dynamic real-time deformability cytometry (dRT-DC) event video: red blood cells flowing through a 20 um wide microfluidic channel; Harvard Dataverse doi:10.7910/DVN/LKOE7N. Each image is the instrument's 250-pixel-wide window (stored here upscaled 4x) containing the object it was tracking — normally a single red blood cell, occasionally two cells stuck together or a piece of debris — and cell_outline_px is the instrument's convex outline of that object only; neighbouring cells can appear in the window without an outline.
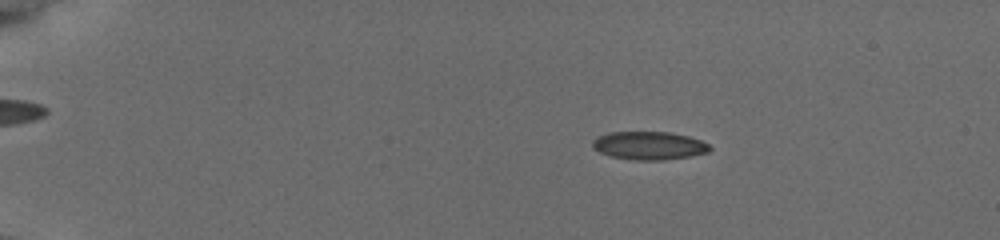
{"species": "common noctule bat (a hibernating species)", "species_latin": "Nyctalus noctula", "temperature_condition": "cold", "stored_images_in_passage": 56, "camera_frame_rate_fps": 3000, "um_per_image_px": 0.085, "animal": {"sex": "female", "body_mass_g": 19.5, "forearm_length_mm": 54.1}, "frame": {"image": 1, "passage_image": 11, "time_ms": 3.333, "image_size_px": [1000, 240], "cell_outline_px": [[712, 148], [708, 152], [688, 156], [664, 160], [636, 160], [612, 156], [600, 152], [592, 148], [592, 140], [596, 136], [608, 132], [668, 132], [688, 136], [700, 140], [708, 144]], "centroid_in_image_um": [55.13, 12.36], "position_along_channel_um": 29.9, "area_um2": 19.19}}
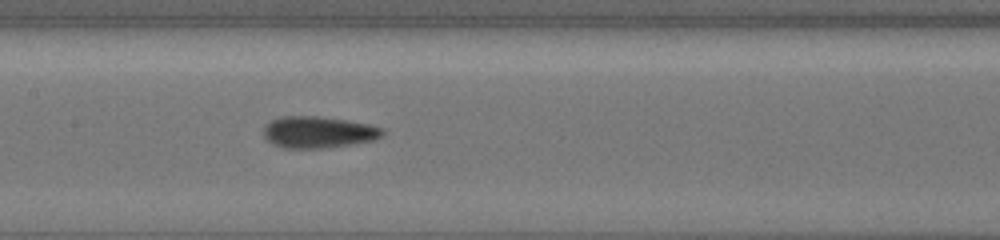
{"frame": {"image": 2, "passage_image": 30, "time_ms": 9.667, "image_size_px": [1000, 240], "cell_outline_px": [[384, 132], [376, 140], [324, 148], [280, 148], [272, 144], [264, 136], [264, 128], [272, 120], [284, 116], [316, 116], [344, 120], [368, 124], [384, 128]], "centroid_in_image_um": [27.05, 11.24], "position_along_channel_um": 180.3, "area_um2": 21.73}}
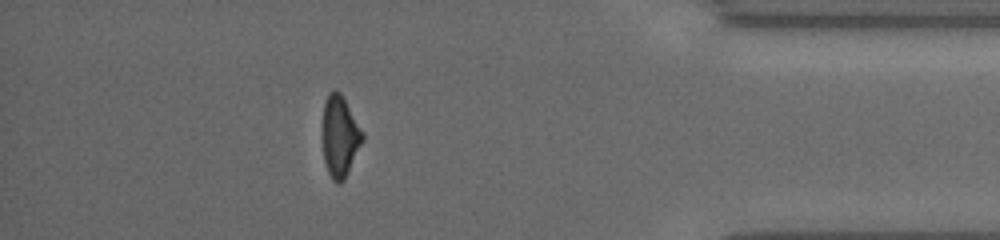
{"frame": {"image": 3, "passage_image": 50, "time_ms": 16.333, "image_size_px": [1000, 240], "cell_outline_px": [[364, 140], [344, 180], [340, 184], [336, 184], [332, 180], [328, 172], [324, 160], [324, 104], [328, 92], [340, 92], [344, 96], [364, 132]], "centroid_in_image_um": [28.93, 11.6], "position_along_channel_um": 406.3, "area_um2": 18.84}, "authors_computed_cell_mechanics": {"area_um2": 19.8254, "velocity_mm_per_s": 3.8467, "shape_relaxation_time_tau1_ms": 3.872, "shape_relaxation_time_tau2_ms": 2.7571, "deformation_change_tau1": 0.1087, "deformation_change_tau2": 0.0927}}